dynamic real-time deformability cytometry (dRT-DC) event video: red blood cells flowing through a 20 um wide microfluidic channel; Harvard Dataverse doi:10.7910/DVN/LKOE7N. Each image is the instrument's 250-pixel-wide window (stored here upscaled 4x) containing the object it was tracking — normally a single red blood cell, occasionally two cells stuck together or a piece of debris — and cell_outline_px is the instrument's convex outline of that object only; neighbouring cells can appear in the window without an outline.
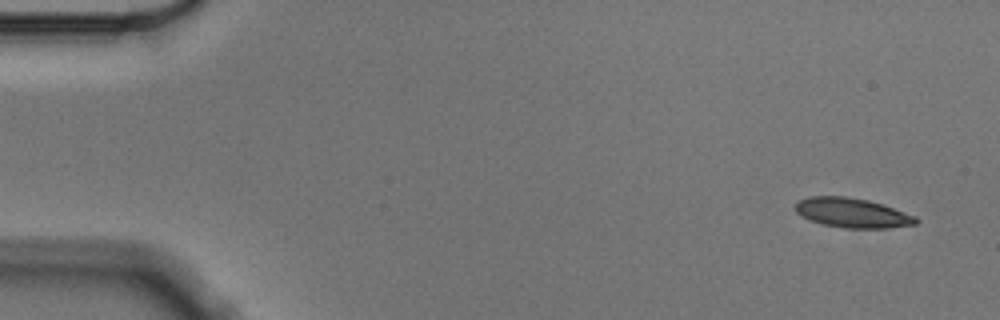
{"species": "Egyptian fruit bat (a non-hibernating species)", "species_latin": "Rousettus aegyptiacus", "temperature_condition": "cold", "stored_images_in_passage": 54, "camera_frame_rate_fps": 3000, "um_per_image_px": 0.085, "animal": {"sex": "male"}, "frame": {"image": 1, "passage_image": 1, "time_ms": 0.0, "image_size_px": [1000, 320], "cell_outline_px": [[920, 220], [916, 224], [884, 228], [844, 228], [824, 224], [808, 220], [796, 212], [796, 200], [808, 196], [848, 196], [868, 200], [884, 204], [916, 216]], "centroid_in_image_um": [72.44, 18.08], "position_along_channel_um": 12.6, "area_um2": 20.98}}
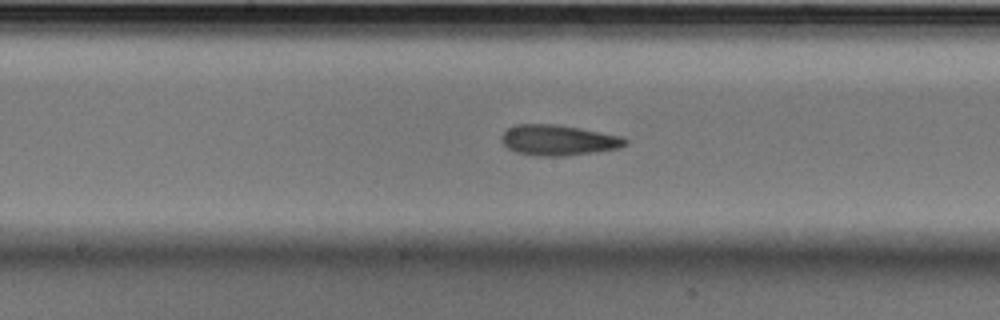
{"frame": {"image": 2, "passage_image": 27, "time_ms": 8.667, "image_size_px": [1000, 320], "cell_outline_px": [[628, 144], [620, 148], [592, 152], [560, 156], [536, 156], [516, 152], [508, 148], [500, 140], [500, 136], [508, 128], [516, 124], [556, 124], [580, 128], [624, 136], [628, 140]], "centroid_in_image_um": [47.47, 11.9], "position_along_channel_um": 200.7, "area_um2": 22.14}}
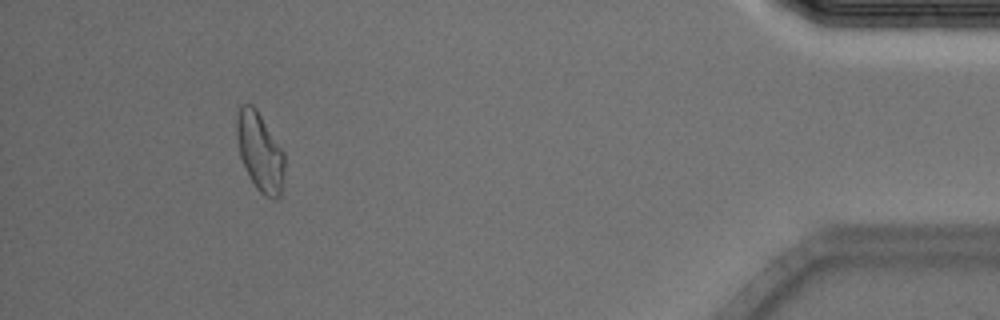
{"frame": {"image": 3, "passage_image": 50, "time_ms": 16.333, "image_size_px": [1000, 320], "cell_outline_px": [[284, 168], [280, 196], [276, 200], [272, 200], [264, 196], [256, 188], [240, 156], [236, 136], [236, 116], [240, 104], [252, 104], [256, 108], [284, 152]], "centroid_in_image_um": [22.08, 12.89], "position_along_channel_um": 413.1, "area_um2": 21.85}, "authors_computed_cell_mechanics": {"area_um2": 21.4438, "velocity_mm_per_s": 3.5406, "shape_relaxation_time_tau1_ms": 10.6245, "shape_relaxation_time_tau2_ms": 2.8394, "deformation_change_tau1": 0.2235, "deformation_change_tau2": 0.0964}}